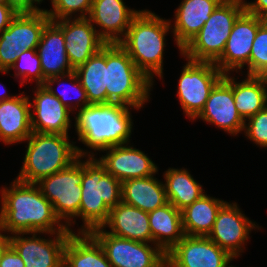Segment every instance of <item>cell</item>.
<instances>
[{"label":"cell","instance_id":"6da1fadb","mask_svg":"<svg viewBox=\"0 0 267 267\" xmlns=\"http://www.w3.org/2000/svg\"><path fill=\"white\" fill-rule=\"evenodd\" d=\"M0 199V231L3 233L41 232L54 236L57 232H71L34 183L15 179L11 186L1 189Z\"/></svg>","mask_w":267,"mask_h":267},{"label":"cell","instance_id":"7a4b0ae2","mask_svg":"<svg viewBox=\"0 0 267 267\" xmlns=\"http://www.w3.org/2000/svg\"><path fill=\"white\" fill-rule=\"evenodd\" d=\"M129 108L108 103L90 104L78 110L74 117L78 140L94 151L129 144L133 127Z\"/></svg>","mask_w":267,"mask_h":267},{"label":"cell","instance_id":"3957f363","mask_svg":"<svg viewBox=\"0 0 267 267\" xmlns=\"http://www.w3.org/2000/svg\"><path fill=\"white\" fill-rule=\"evenodd\" d=\"M171 26L170 19L165 20L152 11L141 10L118 43L152 83L153 75L163 78L164 41Z\"/></svg>","mask_w":267,"mask_h":267},{"label":"cell","instance_id":"277c9868","mask_svg":"<svg viewBox=\"0 0 267 267\" xmlns=\"http://www.w3.org/2000/svg\"><path fill=\"white\" fill-rule=\"evenodd\" d=\"M79 218L84 223L78 233H90L107 221L110 209L122 201V182L106 171L95 157L82 160Z\"/></svg>","mask_w":267,"mask_h":267},{"label":"cell","instance_id":"5b68a950","mask_svg":"<svg viewBox=\"0 0 267 267\" xmlns=\"http://www.w3.org/2000/svg\"><path fill=\"white\" fill-rule=\"evenodd\" d=\"M68 138L69 135L32 132L25 140L28 142L27 150L21 171L15 179L36 184L42 178L67 168L79 156H95L94 152H85Z\"/></svg>","mask_w":267,"mask_h":267},{"label":"cell","instance_id":"8992f818","mask_svg":"<svg viewBox=\"0 0 267 267\" xmlns=\"http://www.w3.org/2000/svg\"><path fill=\"white\" fill-rule=\"evenodd\" d=\"M154 85L118 44H106L107 104L116 103L141 109Z\"/></svg>","mask_w":267,"mask_h":267},{"label":"cell","instance_id":"52a82bcc","mask_svg":"<svg viewBox=\"0 0 267 267\" xmlns=\"http://www.w3.org/2000/svg\"><path fill=\"white\" fill-rule=\"evenodd\" d=\"M244 11V0H223L182 49L181 56L195 62L215 63L224 52L235 21Z\"/></svg>","mask_w":267,"mask_h":267},{"label":"cell","instance_id":"ba28073f","mask_svg":"<svg viewBox=\"0 0 267 267\" xmlns=\"http://www.w3.org/2000/svg\"><path fill=\"white\" fill-rule=\"evenodd\" d=\"M81 159L83 157L79 156L67 168L44 177L36 183L43 196L52 204L57 218L61 223L64 220L65 227L72 233L70 226L75 223L74 217H79L81 204Z\"/></svg>","mask_w":267,"mask_h":267},{"label":"cell","instance_id":"9c48e42d","mask_svg":"<svg viewBox=\"0 0 267 267\" xmlns=\"http://www.w3.org/2000/svg\"><path fill=\"white\" fill-rule=\"evenodd\" d=\"M50 21L46 12L17 14L0 33V73H8L27 50L36 49L45 25Z\"/></svg>","mask_w":267,"mask_h":267},{"label":"cell","instance_id":"30bf717a","mask_svg":"<svg viewBox=\"0 0 267 267\" xmlns=\"http://www.w3.org/2000/svg\"><path fill=\"white\" fill-rule=\"evenodd\" d=\"M90 234L99 242L113 267H166V254L155 244L120 238L103 227Z\"/></svg>","mask_w":267,"mask_h":267},{"label":"cell","instance_id":"8fae6325","mask_svg":"<svg viewBox=\"0 0 267 267\" xmlns=\"http://www.w3.org/2000/svg\"><path fill=\"white\" fill-rule=\"evenodd\" d=\"M186 61L178 81L177 96L183 112L194 121L224 74L212 62Z\"/></svg>","mask_w":267,"mask_h":267},{"label":"cell","instance_id":"7c38bea8","mask_svg":"<svg viewBox=\"0 0 267 267\" xmlns=\"http://www.w3.org/2000/svg\"><path fill=\"white\" fill-rule=\"evenodd\" d=\"M267 19L244 11L235 21L221 57L214 65L223 73L241 70L247 65L250 76V55L258 28Z\"/></svg>","mask_w":267,"mask_h":267},{"label":"cell","instance_id":"4fadbf2b","mask_svg":"<svg viewBox=\"0 0 267 267\" xmlns=\"http://www.w3.org/2000/svg\"><path fill=\"white\" fill-rule=\"evenodd\" d=\"M233 259L207 236L185 235L166 254V267H233Z\"/></svg>","mask_w":267,"mask_h":267},{"label":"cell","instance_id":"5bb4252c","mask_svg":"<svg viewBox=\"0 0 267 267\" xmlns=\"http://www.w3.org/2000/svg\"><path fill=\"white\" fill-rule=\"evenodd\" d=\"M71 233L57 232L54 239L37 237L41 232L14 233L9 235V242L24 261L25 267H62L64 248ZM30 234H33L32 237L23 236Z\"/></svg>","mask_w":267,"mask_h":267},{"label":"cell","instance_id":"9a60e30c","mask_svg":"<svg viewBox=\"0 0 267 267\" xmlns=\"http://www.w3.org/2000/svg\"><path fill=\"white\" fill-rule=\"evenodd\" d=\"M254 228L259 229L255 222L242 214L237 203L226 202L220 208L207 237L236 259L244 251L243 245Z\"/></svg>","mask_w":267,"mask_h":267},{"label":"cell","instance_id":"2e32d148","mask_svg":"<svg viewBox=\"0 0 267 267\" xmlns=\"http://www.w3.org/2000/svg\"><path fill=\"white\" fill-rule=\"evenodd\" d=\"M214 124L231 135H237L244 130L245 122L235 107L233 97V77L229 73L212 89L203 110L195 119Z\"/></svg>","mask_w":267,"mask_h":267},{"label":"cell","instance_id":"e0dca14e","mask_svg":"<svg viewBox=\"0 0 267 267\" xmlns=\"http://www.w3.org/2000/svg\"><path fill=\"white\" fill-rule=\"evenodd\" d=\"M75 17L72 20L53 21L63 31L67 57L73 69L85 63L106 44L88 18Z\"/></svg>","mask_w":267,"mask_h":267},{"label":"cell","instance_id":"ac0fdd59","mask_svg":"<svg viewBox=\"0 0 267 267\" xmlns=\"http://www.w3.org/2000/svg\"><path fill=\"white\" fill-rule=\"evenodd\" d=\"M33 103L30 102L32 132L68 135L70 112L45 85H37Z\"/></svg>","mask_w":267,"mask_h":267},{"label":"cell","instance_id":"d6986e66","mask_svg":"<svg viewBox=\"0 0 267 267\" xmlns=\"http://www.w3.org/2000/svg\"><path fill=\"white\" fill-rule=\"evenodd\" d=\"M127 145L128 143L102 150L106 151V155L98 160L108 173L123 182L153 176L158 172L157 165L143 151Z\"/></svg>","mask_w":267,"mask_h":267},{"label":"cell","instance_id":"ffe728a7","mask_svg":"<svg viewBox=\"0 0 267 267\" xmlns=\"http://www.w3.org/2000/svg\"><path fill=\"white\" fill-rule=\"evenodd\" d=\"M140 10L129 9L123 0H92L87 17L103 30L97 33L106 44L119 43L125 36L132 19ZM94 22V23H93Z\"/></svg>","mask_w":267,"mask_h":267},{"label":"cell","instance_id":"44dd1931","mask_svg":"<svg viewBox=\"0 0 267 267\" xmlns=\"http://www.w3.org/2000/svg\"><path fill=\"white\" fill-rule=\"evenodd\" d=\"M223 0H182L175 11L173 31L177 47L182 49L201 30Z\"/></svg>","mask_w":267,"mask_h":267},{"label":"cell","instance_id":"7402d4cb","mask_svg":"<svg viewBox=\"0 0 267 267\" xmlns=\"http://www.w3.org/2000/svg\"><path fill=\"white\" fill-rule=\"evenodd\" d=\"M30 101L22 93L0 102V140L4 144L20 143L31 135Z\"/></svg>","mask_w":267,"mask_h":267},{"label":"cell","instance_id":"603a6c76","mask_svg":"<svg viewBox=\"0 0 267 267\" xmlns=\"http://www.w3.org/2000/svg\"><path fill=\"white\" fill-rule=\"evenodd\" d=\"M36 51L40 58L44 84L48 78L74 71L67 57L63 31L53 21L50 20L45 25Z\"/></svg>","mask_w":267,"mask_h":267},{"label":"cell","instance_id":"cb8c5ba5","mask_svg":"<svg viewBox=\"0 0 267 267\" xmlns=\"http://www.w3.org/2000/svg\"><path fill=\"white\" fill-rule=\"evenodd\" d=\"M102 227H109L106 232L120 238L152 243L148 213L123 201L110 209L108 221Z\"/></svg>","mask_w":267,"mask_h":267},{"label":"cell","instance_id":"d4e9b609","mask_svg":"<svg viewBox=\"0 0 267 267\" xmlns=\"http://www.w3.org/2000/svg\"><path fill=\"white\" fill-rule=\"evenodd\" d=\"M152 244L167 254L184 236L181 211L170 202L148 213Z\"/></svg>","mask_w":267,"mask_h":267},{"label":"cell","instance_id":"484cf974","mask_svg":"<svg viewBox=\"0 0 267 267\" xmlns=\"http://www.w3.org/2000/svg\"><path fill=\"white\" fill-rule=\"evenodd\" d=\"M154 176L123 181L122 201L147 213L167 204L165 185Z\"/></svg>","mask_w":267,"mask_h":267},{"label":"cell","instance_id":"4316f807","mask_svg":"<svg viewBox=\"0 0 267 267\" xmlns=\"http://www.w3.org/2000/svg\"><path fill=\"white\" fill-rule=\"evenodd\" d=\"M65 267H113L90 233H71L64 248Z\"/></svg>","mask_w":267,"mask_h":267},{"label":"cell","instance_id":"83f0119b","mask_svg":"<svg viewBox=\"0 0 267 267\" xmlns=\"http://www.w3.org/2000/svg\"><path fill=\"white\" fill-rule=\"evenodd\" d=\"M225 203L224 200L204 194L200 199L181 210L184 234L187 236H208L220 208Z\"/></svg>","mask_w":267,"mask_h":267},{"label":"cell","instance_id":"f1b7e54d","mask_svg":"<svg viewBox=\"0 0 267 267\" xmlns=\"http://www.w3.org/2000/svg\"><path fill=\"white\" fill-rule=\"evenodd\" d=\"M90 104H107L106 44L85 63L74 69Z\"/></svg>","mask_w":267,"mask_h":267},{"label":"cell","instance_id":"f546056e","mask_svg":"<svg viewBox=\"0 0 267 267\" xmlns=\"http://www.w3.org/2000/svg\"><path fill=\"white\" fill-rule=\"evenodd\" d=\"M163 175L168 202L180 211L205 194L202 185L185 168H169Z\"/></svg>","mask_w":267,"mask_h":267},{"label":"cell","instance_id":"4dcf8cb0","mask_svg":"<svg viewBox=\"0 0 267 267\" xmlns=\"http://www.w3.org/2000/svg\"><path fill=\"white\" fill-rule=\"evenodd\" d=\"M233 97L235 107L242 119H247L267 105V89L261 76H246L242 82L233 77Z\"/></svg>","mask_w":267,"mask_h":267},{"label":"cell","instance_id":"1f68e13d","mask_svg":"<svg viewBox=\"0 0 267 267\" xmlns=\"http://www.w3.org/2000/svg\"><path fill=\"white\" fill-rule=\"evenodd\" d=\"M68 81H72L70 83L71 86H65L67 89L63 90L62 92L58 91H54L55 89H53L52 86H54L55 83H58V85H61L60 82L62 81L61 79H65ZM63 85H65V83L63 82L62 83ZM50 91L51 93L56 96L66 107H68L69 109H74L77 110H80L88 105H90L89 101H88V98H87V95H86V91L85 89L82 87L76 73L73 71V72H70L68 74H65V75H60V76H55V77H51V78H48L46 81H45V84H44ZM70 88V90L72 89L74 91V93H76L75 96L76 97V102L74 101L75 104L72 105V101L71 100H74V99H70V97H68L70 94L68 91V89ZM68 90V91H66ZM72 91V92H73ZM71 92V91H70ZM73 98V97H72ZM71 103H70V101Z\"/></svg>","mask_w":267,"mask_h":267},{"label":"cell","instance_id":"d6a6232c","mask_svg":"<svg viewBox=\"0 0 267 267\" xmlns=\"http://www.w3.org/2000/svg\"><path fill=\"white\" fill-rule=\"evenodd\" d=\"M15 69V77L21 79V83L28 80H35L37 85H44V76L42 73L40 58L36 49L27 50L18 55V59L10 70Z\"/></svg>","mask_w":267,"mask_h":267},{"label":"cell","instance_id":"836d02e7","mask_svg":"<svg viewBox=\"0 0 267 267\" xmlns=\"http://www.w3.org/2000/svg\"><path fill=\"white\" fill-rule=\"evenodd\" d=\"M52 9L44 10L51 21L71 18L72 14L77 18H87L89 16L92 0H51Z\"/></svg>","mask_w":267,"mask_h":267},{"label":"cell","instance_id":"e575fe53","mask_svg":"<svg viewBox=\"0 0 267 267\" xmlns=\"http://www.w3.org/2000/svg\"><path fill=\"white\" fill-rule=\"evenodd\" d=\"M267 71V20L258 28L250 55V76H262Z\"/></svg>","mask_w":267,"mask_h":267},{"label":"cell","instance_id":"d590c367","mask_svg":"<svg viewBox=\"0 0 267 267\" xmlns=\"http://www.w3.org/2000/svg\"><path fill=\"white\" fill-rule=\"evenodd\" d=\"M244 133L256 145L267 148V105L258 113L247 119Z\"/></svg>","mask_w":267,"mask_h":267},{"label":"cell","instance_id":"8d00e7d4","mask_svg":"<svg viewBox=\"0 0 267 267\" xmlns=\"http://www.w3.org/2000/svg\"><path fill=\"white\" fill-rule=\"evenodd\" d=\"M43 0H4L16 14H33L45 9H40L36 4H41Z\"/></svg>","mask_w":267,"mask_h":267},{"label":"cell","instance_id":"74e56055","mask_svg":"<svg viewBox=\"0 0 267 267\" xmlns=\"http://www.w3.org/2000/svg\"><path fill=\"white\" fill-rule=\"evenodd\" d=\"M0 267H25V265L18 253L9 246L1 257Z\"/></svg>","mask_w":267,"mask_h":267},{"label":"cell","instance_id":"f35d334b","mask_svg":"<svg viewBox=\"0 0 267 267\" xmlns=\"http://www.w3.org/2000/svg\"><path fill=\"white\" fill-rule=\"evenodd\" d=\"M245 11L249 14L267 19V0L248 2L244 0Z\"/></svg>","mask_w":267,"mask_h":267},{"label":"cell","instance_id":"ab89813d","mask_svg":"<svg viewBox=\"0 0 267 267\" xmlns=\"http://www.w3.org/2000/svg\"><path fill=\"white\" fill-rule=\"evenodd\" d=\"M17 14L5 3H0V33L5 30Z\"/></svg>","mask_w":267,"mask_h":267},{"label":"cell","instance_id":"60d3db41","mask_svg":"<svg viewBox=\"0 0 267 267\" xmlns=\"http://www.w3.org/2000/svg\"><path fill=\"white\" fill-rule=\"evenodd\" d=\"M10 246L9 235L2 234L0 231V261L4 251Z\"/></svg>","mask_w":267,"mask_h":267},{"label":"cell","instance_id":"b9f144b4","mask_svg":"<svg viewBox=\"0 0 267 267\" xmlns=\"http://www.w3.org/2000/svg\"><path fill=\"white\" fill-rule=\"evenodd\" d=\"M2 89H4L3 91H5L4 93L3 92H1V94H0V102L1 101H4V100H7V99H10V98H12L13 96L12 95H9L8 93H6V89H5V86L3 85V87H2Z\"/></svg>","mask_w":267,"mask_h":267},{"label":"cell","instance_id":"7bdbcfd3","mask_svg":"<svg viewBox=\"0 0 267 267\" xmlns=\"http://www.w3.org/2000/svg\"><path fill=\"white\" fill-rule=\"evenodd\" d=\"M261 77L263 78L267 89V71Z\"/></svg>","mask_w":267,"mask_h":267}]
</instances>
